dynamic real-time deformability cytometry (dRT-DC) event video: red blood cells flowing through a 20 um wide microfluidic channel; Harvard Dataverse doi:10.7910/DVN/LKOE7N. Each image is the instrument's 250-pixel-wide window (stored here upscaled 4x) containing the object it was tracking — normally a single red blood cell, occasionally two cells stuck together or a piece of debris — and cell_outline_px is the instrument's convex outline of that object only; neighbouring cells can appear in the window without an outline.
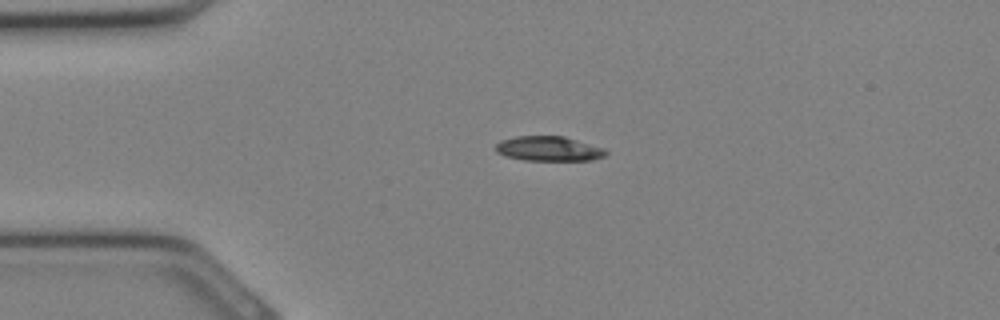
{"species": "Egyptian fruit bat (a non-hibernating species)", "species_latin": "Rousettus aegyptiacus", "temperature_condition": "cold", "stored_images_in_passage": 26, "camera_frame_rate_fps": 3000, "um_per_image_px": 0.085, "animal": {"sex": "female"}, "frame": {"image": 1, "passage_image": 1, "time_ms": 0.0, "image_size_px": [1000, 320], "cell_outline_px": [[608, 152], [604, 156], [592, 160], [524, 160], [504, 156], [496, 152], [496, 144], [500, 140], [516, 136], [564, 136], [604, 148]], "centroid_in_image_um": [46.62, 12.64], "position_along_channel_um": 38.4, "area_um2": 15.9}}
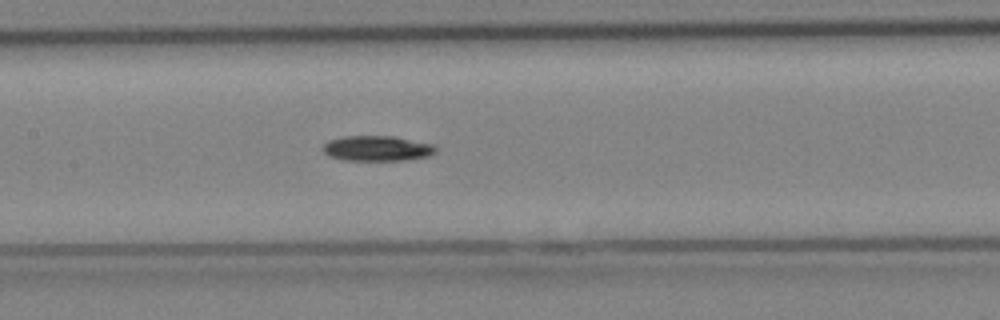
{"frame": {"image": 2, "passage_image": 9, "time_ms": 2.667, "image_size_px": [1000, 320], "cell_outline_px": [[436, 152], [432, 156], [404, 160], [344, 160], [328, 156], [320, 148], [328, 140], [344, 136], [392, 136], [436, 144]], "centroid_in_image_um": [32.07, 12.61], "position_along_channel_um": 175.3, "area_um2": 16.88}}
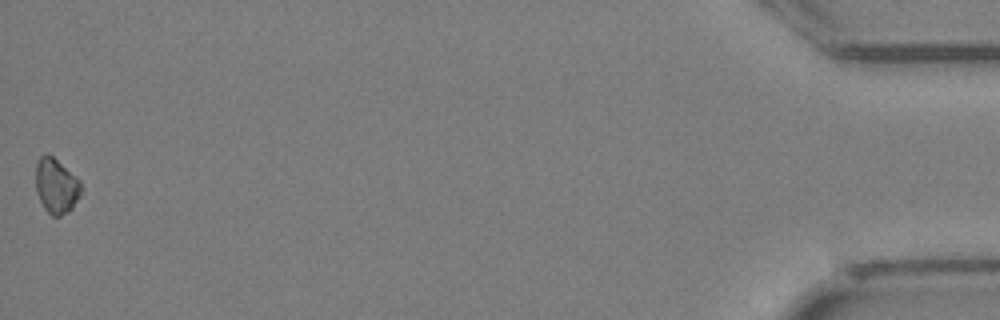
{"frame": {"image": 3, "passage_image": 26, "time_ms": 8.333, "image_size_px": [1000, 320], "cell_outline_px": [[80, 196], [72, 208], [60, 216], [52, 216], [44, 208], [36, 192], [36, 164], [40, 156], [44, 152], [48, 152], [76, 176], [80, 180]], "centroid_in_image_um": [4.76, 15.77], "position_along_channel_um": 430.4, "area_um2": 14.57}}